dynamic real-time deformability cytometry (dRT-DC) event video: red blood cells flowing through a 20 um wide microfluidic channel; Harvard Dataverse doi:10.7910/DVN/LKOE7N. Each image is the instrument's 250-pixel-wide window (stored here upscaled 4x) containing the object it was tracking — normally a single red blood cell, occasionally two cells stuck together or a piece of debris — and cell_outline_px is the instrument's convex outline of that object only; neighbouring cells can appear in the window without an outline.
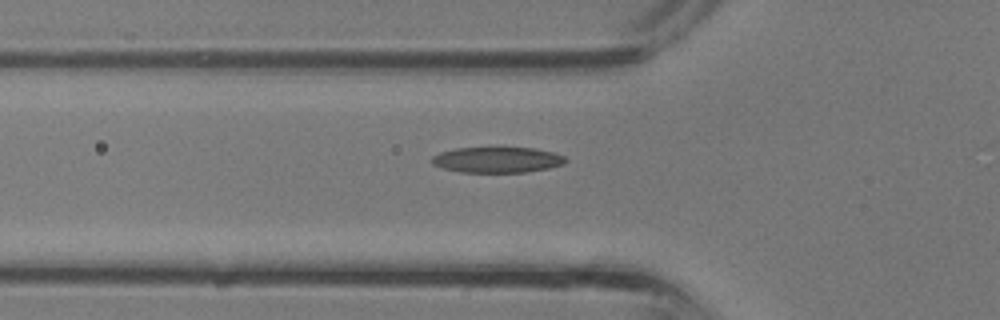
{"species": "common noctule bat (a hibernating species)", "species_latin": "Nyctalus noctula", "temperature_condition": "room temperature", "stored_images_in_passage": 24, "camera_frame_rate_fps": 3000, "um_per_image_px": 0.085, "animal": {"sex": "male", "body_mass_g": 13.3}, "frame": {"image": 1, "passage_image": 2, "time_ms": 0.333, "image_size_px": [1000, 320], "cell_outline_px": [[568, 160], [564, 164], [548, 168], [524, 172], [460, 172], [440, 168], [432, 164], [432, 156], [440, 152], [456, 148], [500, 144], [532, 148], [552, 152], [564, 156]], "centroid_in_image_um": [42.23, 13.53], "position_along_channel_um": 83.6, "area_um2": 21.04}}
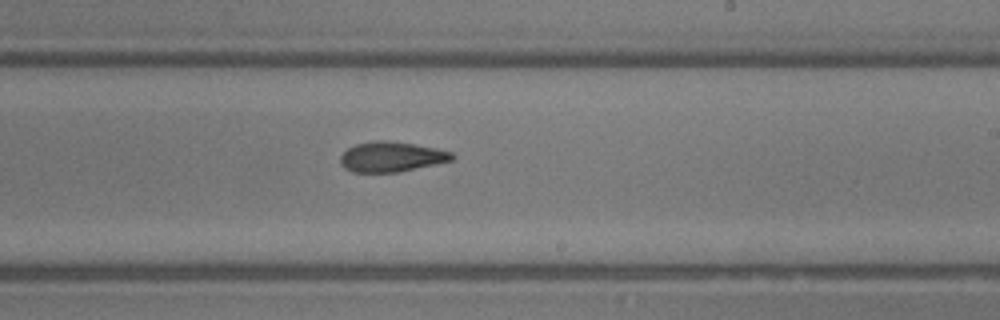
{"frame": {"image": 2, "passage_image": 11, "time_ms": 3.333, "image_size_px": [1000, 320], "cell_outline_px": [[456, 156], [452, 160], [436, 164], [400, 172], [352, 172], [344, 168], [340, 164], [340, 156], [348, 148], [356, 144], [376, 140], [384, 140], [412, 144], [436, 148], [452, 152]], "centroid_in_image_um": [33.26, 13.33], "position_along_channel_um": 255.7, "area_um2": 19.59}}
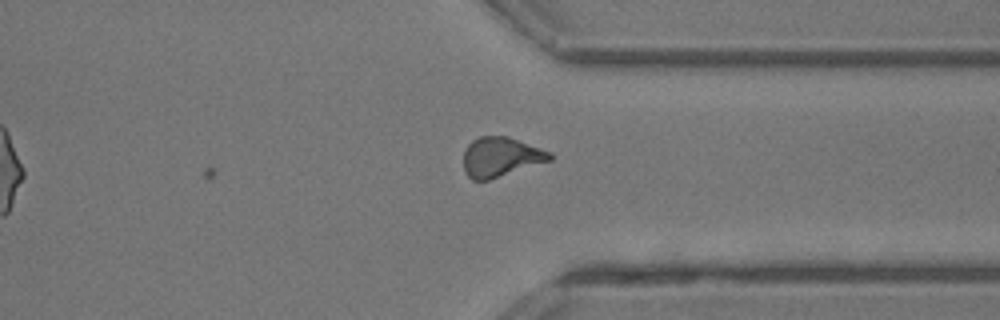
{"frame": {"image": 3, "passage_image": 17, "time_ms": 5.333, "image_size_px": [1000, 320], "cell_outline_px": [[552, 160], [488, 180], [472, 180], [464, 172], [464, 148], [472, 140], [480, 136], [508, 136], [552, 152]], "centroid_in_image_um": [42.55, 13.33], "position_along_channel_um": 368.8, "area_um2": 20.0}}